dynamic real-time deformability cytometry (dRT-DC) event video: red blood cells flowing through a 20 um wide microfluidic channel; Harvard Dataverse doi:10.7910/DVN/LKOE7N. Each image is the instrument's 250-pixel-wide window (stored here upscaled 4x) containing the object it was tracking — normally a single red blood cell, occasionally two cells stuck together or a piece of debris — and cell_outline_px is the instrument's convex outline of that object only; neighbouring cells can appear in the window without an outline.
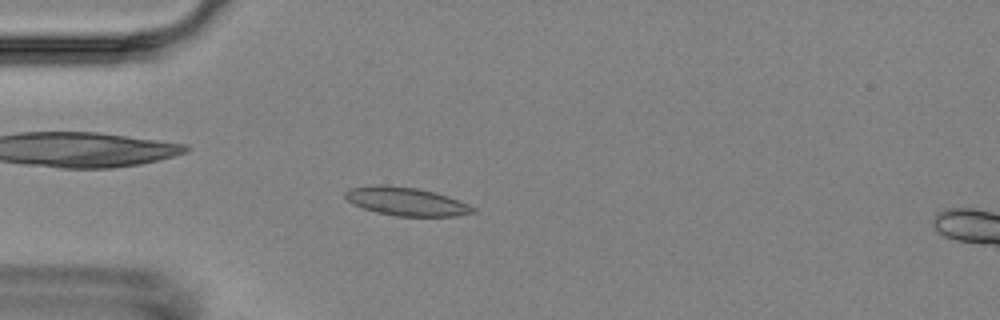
{"species": "Egyptian fruit bat (a non-hibernating species)", "species_latin": "Rousettus aegyptiacus", "temperature_condition": "room temperature", "stored_images_in_passage": 8, "camera_frame_rate_fps": 3000, "um_per_image_px": 0.085, "animal": {"sex": "female"}, "frame": {"image": 1, "passage_image": 4, "time_ms": 3.667, "image_size_px": [1000, 320], "cell_outline_px": [[476, 212], [456, 216], [396, 216], [376, 212], [352, 204], [344, 196], [344, 192], [348, 188], [376, 184], [388, 184], [420, 188], [436, 192], [448, 196], [468, 204], [476, 208]], "centroid_in_image_um": [34.51, 17.1], "position_along_channel_um": 50.5, "area_um2": 21.44}}
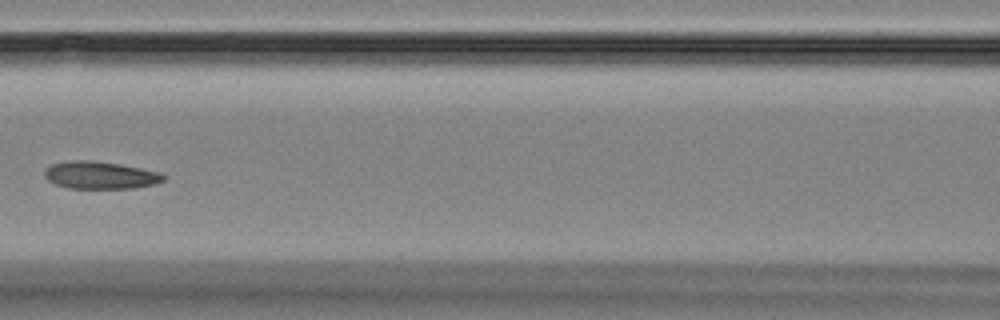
{"frame": {"image": 2, "passage_image": 7, "time_ms": 7.0, "image_size_px": [1000, 320], "cell_outline_px": [[168, 176], [164, 180], [156, 184], [132, 188], [68, 188], [56, 184], [48, 180], [44, 176], [44, 172], [52, 164], [72, 160], [92, 160], [120, 164], [160, 172]], "centroid_in_image_um": [8.56, 14.89], "position_along_channel_um": 158.0, "area_um2": 19.02}}
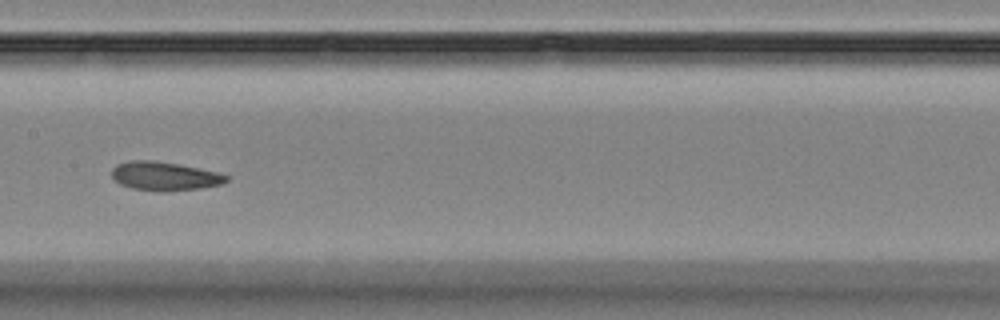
{"frame": {"image": 3, "passage_image": 8, "time_ms": 8.0, "image_size_px": [1000, 320], "cell_outline_px": [[228, 180], [220, 184], [200, 188], [164, 192], [132, 188], [120, 184], [112, 180], [112, 168], [116, 164], [128, 160], [156, 160], [180, 164], [216, 172], [228, 176]], "centroid_in_image_um": [13.92, 14.96], "position_along_channel_um": 193.5, "area_um2": 19.31}}